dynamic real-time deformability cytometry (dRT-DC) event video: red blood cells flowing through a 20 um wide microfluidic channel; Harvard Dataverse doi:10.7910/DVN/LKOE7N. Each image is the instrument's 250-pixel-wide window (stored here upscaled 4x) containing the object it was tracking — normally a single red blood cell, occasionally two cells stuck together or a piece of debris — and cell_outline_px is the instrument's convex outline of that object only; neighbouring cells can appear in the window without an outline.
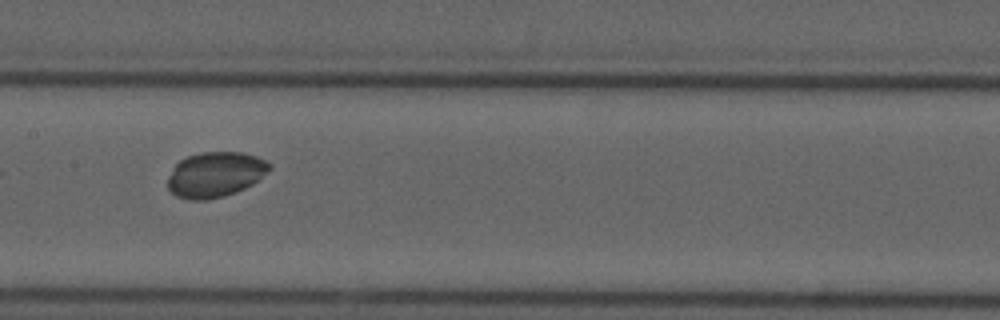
{"species": "common noctule bat (a hibernating species)", "species_latin": "Nyctalus noctula", "temperature_condition": "cold", "stored_images_in_passage": 10, "camera_frame_rate_fps": 3000, "um_per_image_px": 0.085, "animal": {"sex": "male", "forearm_length_mm": 52.5}, "frame": {"image": 1, "passage_image": 9, "time_ms": 9.333, "image_size_px": [1000, 320], "cell_outline_px": [[272, 168], [268, 172], [252, 184], [236, 192], [224, 196], [208, 200], [192, 200], [176, 196], [168, 188], [168, 176], [172, 168], [180, 160], [188, 156], [200, 152], [244, 152], [256, 156], [272, 164]], "centroid_in_image_um": [18.3, 14.83], "position_along_channel_um": 189.1, "area_um2": 26.93}}
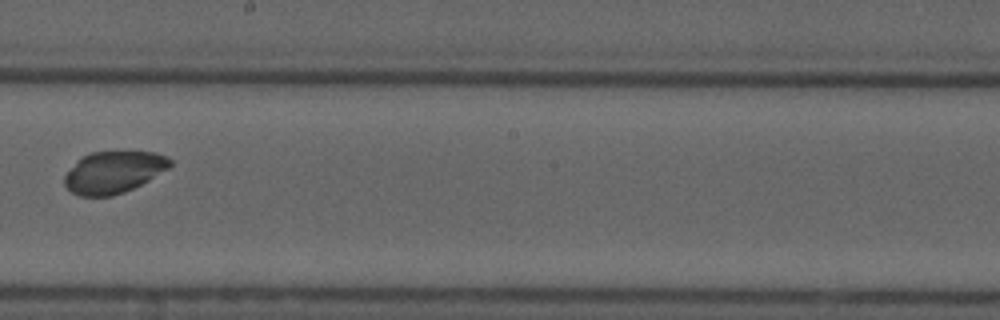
{"frame": {"image": 2, "passage_image": 10, "time_ms": 10.667, "image_size_px": [1000, 320], "cell_outline_px": [[172, 164], [168, 168], [148, 180], [124, 192], [112, 196], [80, 196], [72, 192], [64, 184], [64, 176], [84, 156], [92, 152], [156, 152], [168, 156], [172, 160]], "centroid_in_image_um": [9.69, 14.64], "position_along_channel_um": 238.5, "area_um2": 25.32}}